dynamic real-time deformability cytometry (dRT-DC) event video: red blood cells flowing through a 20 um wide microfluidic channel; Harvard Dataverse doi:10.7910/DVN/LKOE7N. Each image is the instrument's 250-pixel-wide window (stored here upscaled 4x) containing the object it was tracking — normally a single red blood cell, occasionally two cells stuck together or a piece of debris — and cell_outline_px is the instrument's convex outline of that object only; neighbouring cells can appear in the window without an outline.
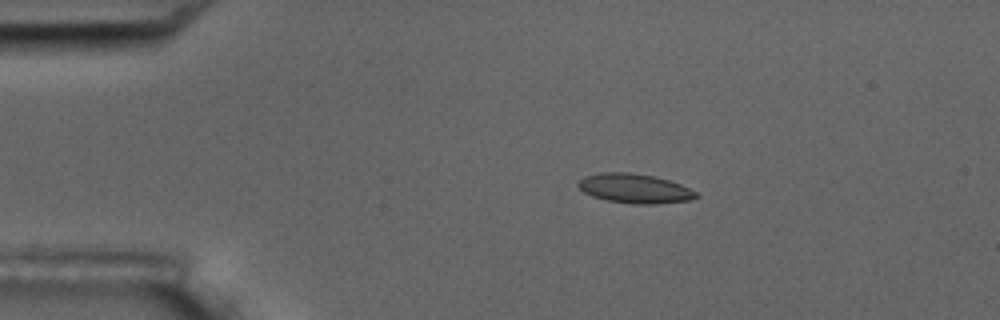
{"species": "common noctule bat (a hibernating species)", "species_latin": "Nyctalus noctula", "temperature_condition": "room temperature", "stored_images_in_passage": 7, "camera_frame_rate_fps": 3000, "um_per_image_px": 0.085, "animal": {"sex": "male", "body_mass_g": 17.5, "forearm_length_mm": 52.3}, "frame": {"image": 1, "passage_image": 4, "time_ms": 3.333, "image_size_px": [1000, 320], "cell_outline_px": [[700, 196], [692, 200], [656, 204], [632, 204], [604, 200], [592, 196], [584, 192], [576, 184], [584, 176], [600, 172], [628, 172], [652, 176], [668, 180], [680, 184], [696, 192]], "centroid_in_image_um": [53.93, 16.03], "position_along_channel_um": 31.1, "area_um2": 20.29}}
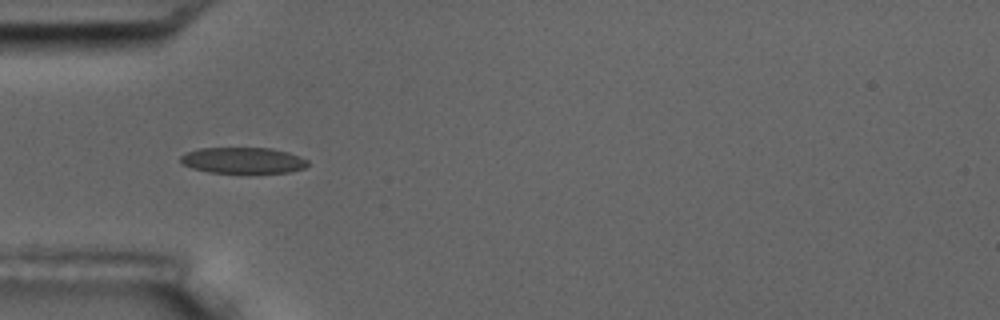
{"frame": {"image": 2, "passage_image": 6, "time_ms": 5.667, "image_size_px": [1000, 320], "cell_outline_px": [[308, 164], [304, 168], [288, 172], [248, 176], [208, 172], [192, 168], [180, 164], [180, 156], [184, 152], [200, 148], [272, 148], [288, 152], [300, 156], [308, 160]], "centroid_in_image_um": [20.64, 13.68], "position_along_channel_um": 64.4, "area_um2": 20.46}}